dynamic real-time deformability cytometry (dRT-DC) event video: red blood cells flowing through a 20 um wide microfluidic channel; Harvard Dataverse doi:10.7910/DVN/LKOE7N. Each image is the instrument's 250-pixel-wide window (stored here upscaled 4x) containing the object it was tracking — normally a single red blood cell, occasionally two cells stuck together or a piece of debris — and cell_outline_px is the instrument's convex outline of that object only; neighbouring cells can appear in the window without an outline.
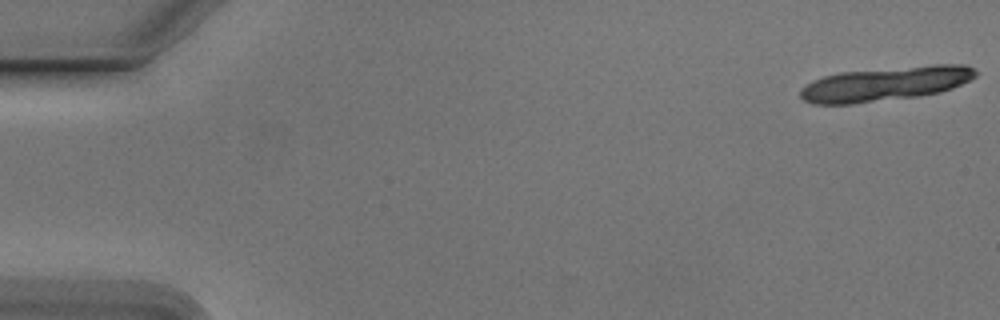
{"species": "Egyptian fruit bat (a non-hibernating species)", "species_latin": "Rousettus aegyptiacus", "temperature_condition": "cold", "stored_images_in_passage": 19, "camera_frame_rate_fps": 3000, "um_per_image_px": 0.085, "animal": {"sex": "male"}, "frame": {"image": 1, "passage_image": 1, "time_ms": 0.0, "image_size_px": [1000, 320], "cell_outline_px": [[980, 72], [976, 76], [952, 88], [940, 92], [920, 96], [852, 104], [812, 104], [804, 100], [800, 96], [800, 88], [812, 80], [824, 76], [840, 72], [936, 64], [964, 64]], "centroid_in_image_um": [75.25, 7.12], "position_along_channel_um": 9.8, "area_um2": 35.08}}